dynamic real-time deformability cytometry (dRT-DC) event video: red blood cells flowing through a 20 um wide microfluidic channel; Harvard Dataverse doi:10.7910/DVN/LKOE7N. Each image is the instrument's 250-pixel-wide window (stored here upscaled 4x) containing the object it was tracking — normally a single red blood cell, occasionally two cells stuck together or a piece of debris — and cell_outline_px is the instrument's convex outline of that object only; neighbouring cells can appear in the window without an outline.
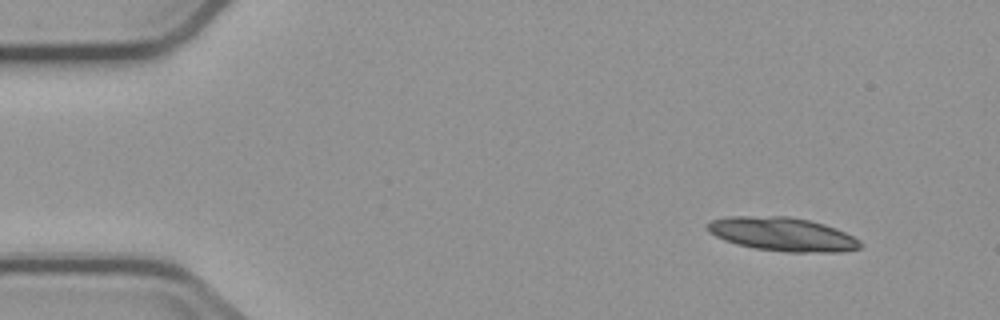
{"species": "common noctule bat (a hibernating species)", "species_latin": "Nyctalus noctula", "temperature_condition": "cold", "stored_images_in_passage": 6, "camera_frame_rate_fps": 3000, "um_per_image_px": 0.085, "animal": {"sex": "male", "body_mass_g": 23.1, "forearm_length_mm": 52.7}, "frame": {"image": 1, "passage_image": 1, "time_ms": 0.0, "image_size_px": [1000, 320], "cell_outline_px": [[860, 248], [840, 252], [788, 252], [756, 248], [736, 244], [724, 240], [708, 232], [708, 220], [724, 216], [788, 216], [808, 220], [824, 224], [836, 228], [860, 240]], "centroid_in_image_um": [66.47, 19.9], "position_along_channel_um": 18.5, "area_um2": 30.0}}